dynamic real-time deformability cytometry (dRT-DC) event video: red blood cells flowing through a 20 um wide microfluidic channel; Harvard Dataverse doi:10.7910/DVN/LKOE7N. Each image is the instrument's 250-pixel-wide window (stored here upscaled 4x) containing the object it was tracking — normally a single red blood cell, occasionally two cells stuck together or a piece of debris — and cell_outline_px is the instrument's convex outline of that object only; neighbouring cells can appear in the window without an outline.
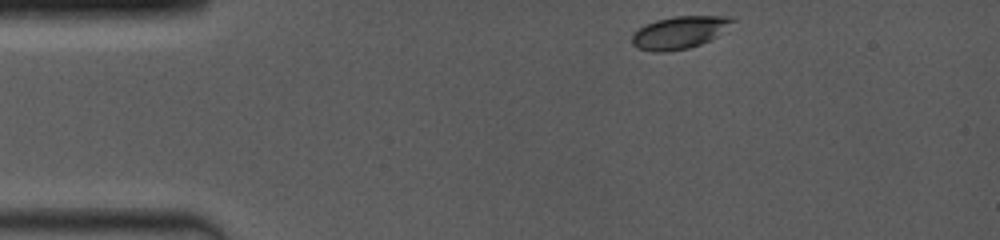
{"species": "common noctule bat (a hibernating species)", "species_latin": "Nyctalus noctula", "temperature_condition": "room temperature", "stored_images_in_passage": 31, "camera_frame_rate_fps": 4000, "um_per_image_px": 0.085, "animal": {"sex": "female", "body_mass_g": 19.0, "forearm_length_mm": 53.3}, "frame": {"image": 1, "passage_image": 1, "time_ms": 0.0, "image_size_px": [1000, 240], "cell_outline_px": [[736, 20], [716, 36], [700, 44], [688, 48], [668, 52], [652, 52], [636, 48], [632, 44], [632, 32], [644, 24], [656, 20], [672, 16], [728, 16]], "centroid_in_image_um": [57.68, 2.76], "position_along_channel_um": 27.3, "area_um2": 19.07}}
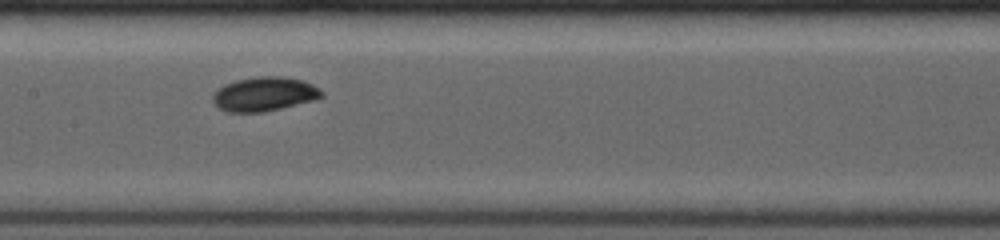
{"frame": {"image": 2, "passage_image": 14, "time_ms": 5.5, "image_size_px": [1000, 240], "cell_outline_px": [[324, 96], [316, 100], [264, 112], [224, 112], [212, 100], [212, 96], [224, 84], [236, 80], [256, 76], [284, 76], [304, 80], [312, 84], [324, 92]], "centroid_in_image_um": [22.51, 7.99], "position_along_channel_um": 184.9, "area_um2": 21.85}}
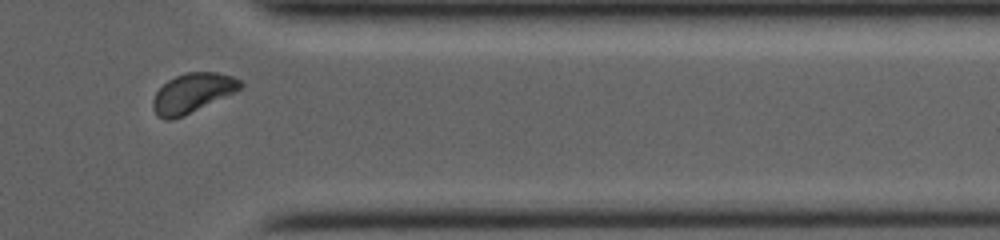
{"frame": {"image": 3, "passage_image": 27, "time_ms": 10.75, "image_size_px": [1000, 240], "cell_outline_px": [[244, 84], [236, 92], [184, 116], [172, 120], [164, 120], [156, 116], [152, 108], [152, 100], [156, 92], [168, 80], [176, 76], [188, 72], [216, 72], [232, 76], [240, 80]], "centroid_in_image_um": [16.34, 7.93], "position_along_channel_um": 395.1, "area_um2": 20.23}, "authors_computed_cell_mechanics": {"area_um2": 20.23, "velocity_mm_per_s": 4.0141, "shape_relaxation_time_tau1_ms": 2.2457, "shape_relaxation_time_tau2_ms": null, "deformation_change_tau1": 0.0936, "deformation_change_tau2": null}}